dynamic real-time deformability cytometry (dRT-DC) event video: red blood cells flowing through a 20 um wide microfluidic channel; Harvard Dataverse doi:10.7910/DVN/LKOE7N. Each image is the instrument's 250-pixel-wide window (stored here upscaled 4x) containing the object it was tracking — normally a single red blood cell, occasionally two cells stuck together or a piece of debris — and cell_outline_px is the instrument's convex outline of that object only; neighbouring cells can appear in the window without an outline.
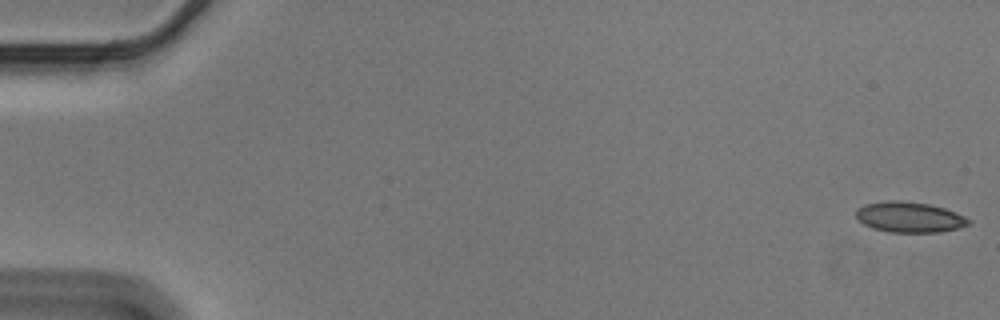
{"species": "Egyptian fruit bat (a non-hibernating species)", "species_latin": "Rousettus aegyptiacus", "temperature_condition": "cold", "stored_images_in_passage": 56, "camera_frame_rate_fps": 3000, "um_per_image_px": 0.085, "animal": {"sex": "male"}, "frame": {"image": 1, "passage_image": 1, "time_ms": 0.0, "image_size_px": [1000, 320], "cell_outline_px": [[972, 224], [940, 232], [888, 232], [872, 228], [864, 224], [856, 216], [856, 208], [864, 204], [888, 200], [900, 200], [928, 204], [944, 208], [956, 212], [972, 220]], "centroid_in_image_um": [77.31, 18.45], "position_along_channel_um": 7.7, "area_um2": 20.11}}
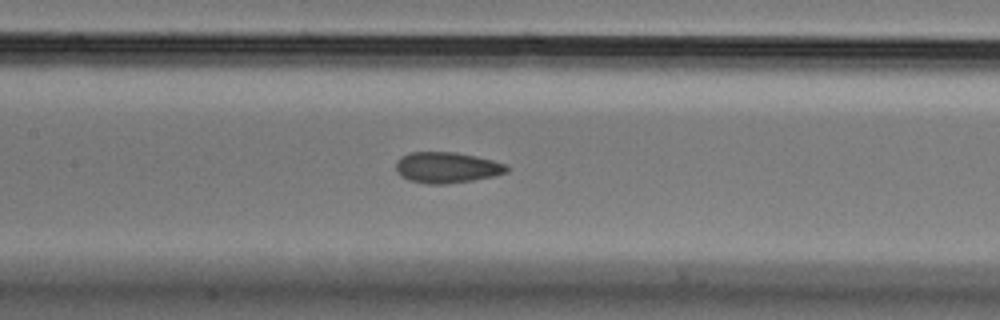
{"frame": {"image": 2, "passage_image": 27, "time_ms": 8.667, "image_size_px": [1000, 320], "cell_outline_px": [[512, 168], [508, 172], [496, 176], [448, 184], [428, 184], [408, 180], [400, 176], [396, 172], [396, 160], [400, 156], [408, 152], [456, 152], [476, 156], [508, 164]], "centroid_in_image_um": [38.0, 14.24], "position_along_channel_um": 169.4, "area_um2": 20.4}}
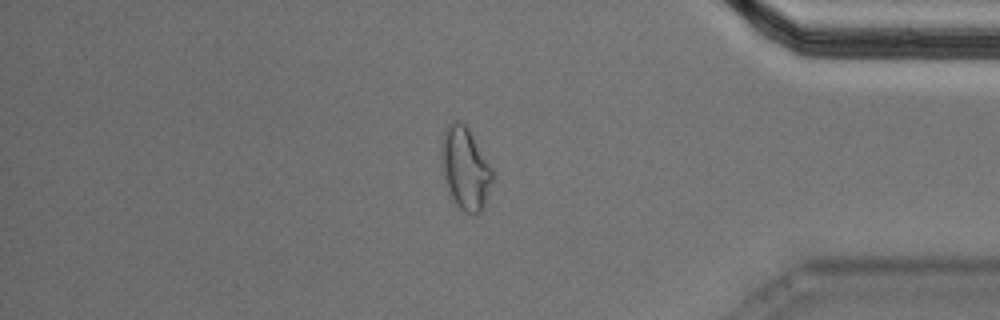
{"frame": {"image": 3, "passage_image": 48, "time_ms": 15.667, "image_size_px": [1000, 320], "cell_outline_px": [[492, 180], [484, 208], [476, 216], [472, 216], [464, 212], [452, 200], [448, 188], [440, 152], [440, 144], [444, 128], [452, 120], [460, 120], [468, 128], [492, 168]], "centroid_in_image_um": [39.54, 14.31], "position_along_channel_um": 395.7, "area_um2": 24.51}}